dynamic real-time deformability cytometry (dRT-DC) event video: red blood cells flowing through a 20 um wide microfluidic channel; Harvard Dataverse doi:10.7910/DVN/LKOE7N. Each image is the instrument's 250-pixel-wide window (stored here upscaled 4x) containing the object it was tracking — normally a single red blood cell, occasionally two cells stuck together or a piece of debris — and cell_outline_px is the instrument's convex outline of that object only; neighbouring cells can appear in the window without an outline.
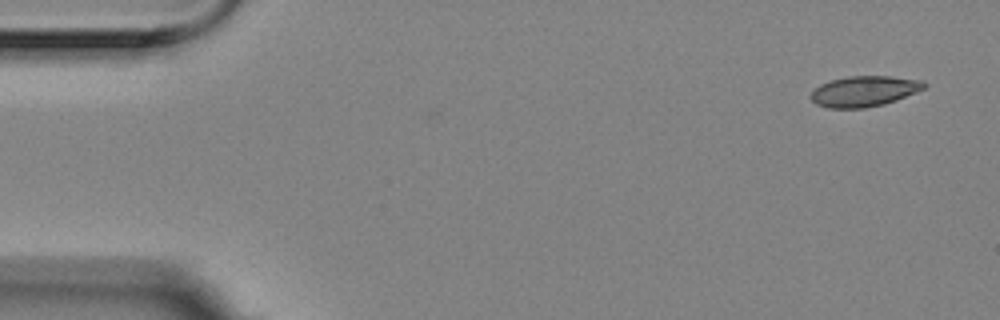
{"species": "Egyptian fruit bat (a non-hibernating species)", "species_latin": "Rousettus aegyptiacus", "temperature_condition": "room temperature", "stored_images_in_passage": 2, "camera_frame_rate_fps": 3000, "um_per_image_px": 0.085, "animal": {"sex": "female"}, "frame": {"image": 1, "passage_image": 2, "time_ms": 0.333, "image_size_px": [1000, 320], "cell_outline_px": [[928, 84], [924, 88], [916, 92], [896, 100], [884, 104], [864, 108], [828, 108], [816, 104], [808, 96], [820, 84], [832, 80], [848, 76], [892, 76], [924, 80]], "centroid_in_image_um": [73.47, 7.75], "position_along_channel_um": 11.5, "area_um2": 20.29}}